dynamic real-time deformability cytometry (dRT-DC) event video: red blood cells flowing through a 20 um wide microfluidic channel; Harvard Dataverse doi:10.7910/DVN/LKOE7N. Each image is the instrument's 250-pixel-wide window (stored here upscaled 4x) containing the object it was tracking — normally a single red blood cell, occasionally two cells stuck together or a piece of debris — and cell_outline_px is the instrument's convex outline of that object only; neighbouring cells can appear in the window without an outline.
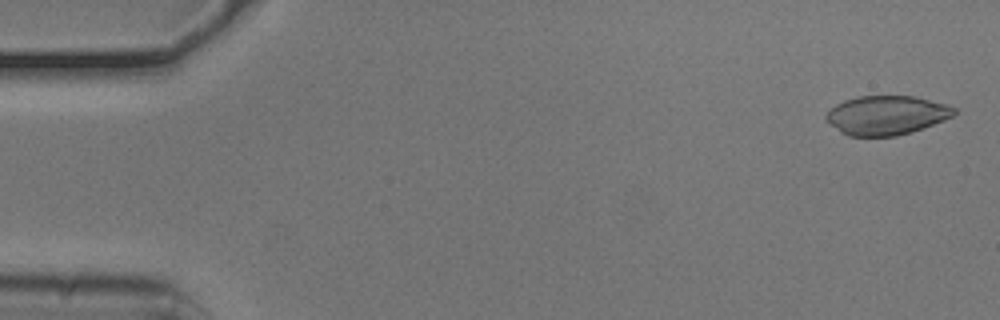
{"species": "common noctule bat (a hibernating species)", "species_latin": "Nyctalus noctula", "temperature_condition": "cold", "stored_images_in_passage": 53, "camera_frame_rate_fps": 3000, "um_per_image_px": 0.085, "animal": {"sex": "male", "body_mass_g": 20.5, "forearm_length_mm": 52.5}, "frame": {"image": 1, "passage_image": 2, "time_ms": 0.333, "image_size_px": [1000, 320], "cell_outline_px": [[956, 112], [952, 116], [944, 120], [912, 132], [896, 136], [848, 136], [840, 132], [824, 120], [824, 116], [836, 104], [844, 100], [856, 96], [916, 96], [948, 104], [956, 108]], "centroid_in_image_um": [75.34, 9.79], "position_along_channel_um": 9.7, "area_um2": 29.42}}
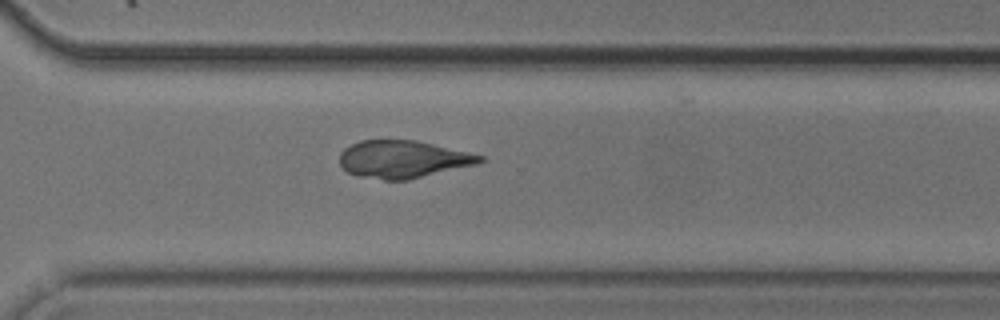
{"frame": {"image": 2, "passage_image": 38, "time_ms": 12.333, "image_size_px": [1000, 320], "cell_outline_px": [[484, 160], [476, 164], [408, 180], [384, 180], [356, 176], [348, 172], [340, 164], [340, 152], [344, 148], [360, 140], [416, 140], [468, 152], [484, 156]], "centroid_in_image_um": [34.22, 13.54], "position_along_channel_um": 336.4, "area_um2": 30.58}}
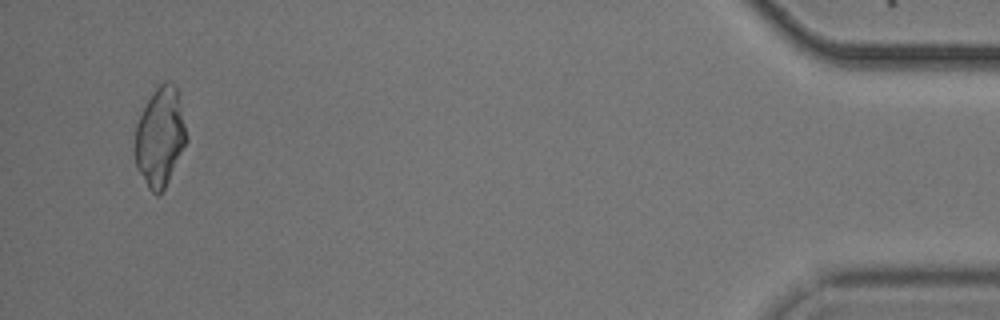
{"frame": {"image": 3, "passage_image": 51, "time_ms": 16.667, "image_size_px": [1000, 320], "cell_outline_px": [[188, 140], [164, 188], [156, 196], [148, 188], [136, 164], [132, 148], [136, 124], [152, 92], [164, 80], [168, 80], [176, 84], [188, 136]], "centroid_in_image_um": [13.59, 11.6], "position_along_channel_um": 421.6, "area_um2": 29.94}}